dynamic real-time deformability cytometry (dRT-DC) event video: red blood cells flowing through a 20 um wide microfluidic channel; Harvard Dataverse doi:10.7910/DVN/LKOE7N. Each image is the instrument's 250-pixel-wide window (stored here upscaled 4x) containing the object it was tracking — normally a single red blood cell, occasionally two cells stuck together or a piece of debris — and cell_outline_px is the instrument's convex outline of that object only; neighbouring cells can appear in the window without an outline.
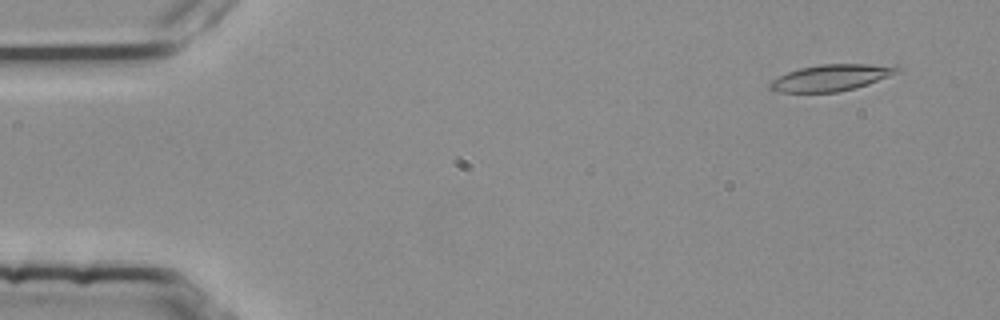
{"species": "common noctule bat (a hibernating species)", "species_latin": "Nyctalus noctula", "temperature_condition": "room temperature", "stored_images_in_passage": 4, "camera_frame_rate_fps": 3000, "um_per_image_px": 0.085, "animal": {"sex": "female", "body_mass_g": 25.1}, "frame": {"image": 1, "passage_image": 1, "time_ms": 0.0, "image_size_px": [1000, 320], "cell_outline_px": [[904, 68], [900, 72], [868, 84], [856, 88], [840, 92], [780, 92], [768, 88], [768, 84], [772, 80], [788, 72], [800, 68], [820, 64], [896, 64]], "centroid_in_image_um": [70.74, 6.59], "position_along_channel_um": 14.3, "area_um2": 19.88}}
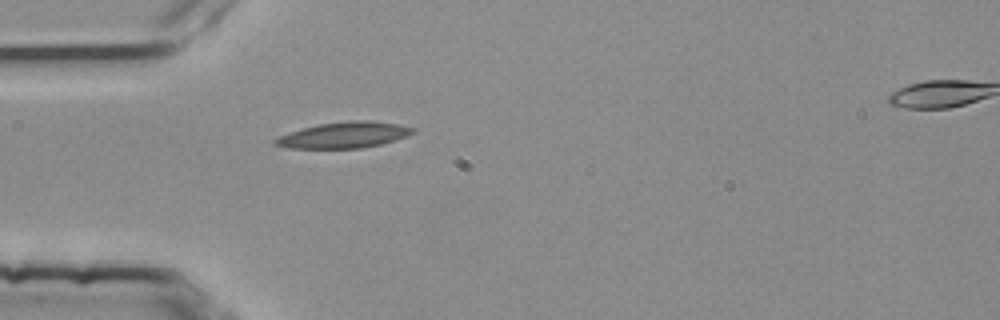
{"frame": {"image": 2, "passage_image": 3, "time_ms": 0.667, "image_size_px": [1000, 320], "cell_outline_px": [[416, 132], [380, 144], [360, 148], [288, 148], [272, 144], [272, 140], [288, 132], [320, 124], [348, 120], [368, 120], [400, 124], [416, 128]], "centroid_in_image_um": [29.22, 11.47], "position_along_channel_um": 55.8, "area_um2": 20.75}}